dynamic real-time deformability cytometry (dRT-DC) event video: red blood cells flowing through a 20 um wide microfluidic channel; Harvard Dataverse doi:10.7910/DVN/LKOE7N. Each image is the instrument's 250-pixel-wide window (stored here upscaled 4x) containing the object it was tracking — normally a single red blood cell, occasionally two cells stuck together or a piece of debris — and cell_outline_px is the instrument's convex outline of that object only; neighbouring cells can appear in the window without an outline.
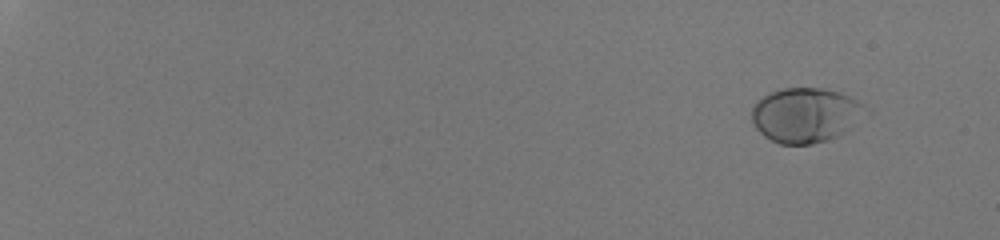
{"species": "human", "species_latin": "Homo sapiens", "temperature_condition": "room temperature", "stored_images_in_passage": 29, "camera_frame_rate_fps": 3000, "um_per_image_px": 0.085, "donor": {"sex": "male"}, "frame": {"image": 1, "passage_image": 1, "time_ms": 0.0, "image_size_px": [1000, 240], "cell_outline_px": [[864, 108], [848, 128], [844, 132], [828, 140], [812, 144], [780, 144], [764, 136], [756, 128], [752, 120], [752, 108], [764, 96], [772, 92], [784, 88], [820, 88], [840, 92], [856, 100]], "centroid_in_image_um": [68.38, 9.79], "position_along_channel_um": 16.6, "area_um2": 35.14}}
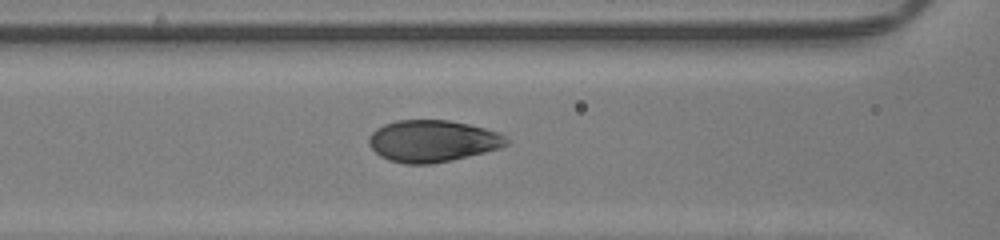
{"frame": {"image": 2, "passage_image": 25, "time_ms": 8.0, "image_size_px": [1000, 240], "cell_outline_px": [[508, 144], [500, 148], [452, 160], [432, 164], [404, 164], [388, 160], [380, 156], [368, 144], [368, 136], [376, 128], [384, 124], [396, 120], [448, 120], [468, 124], [500, 132], [508, 140]], "centroid_in_image_um": [36.74, 11.99], "position_along_channel_um": 129.9, "area_um2": 33.64}}
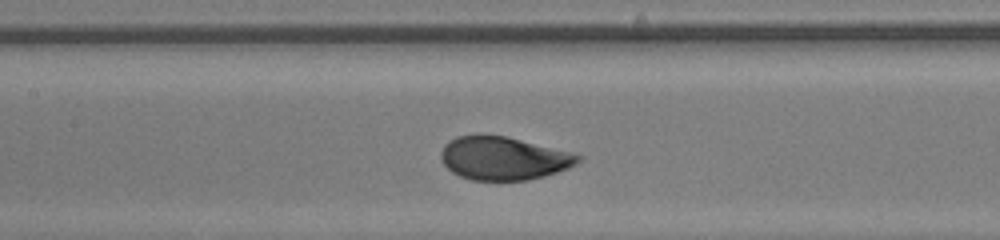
{"frame": {"image": 3, "passage_image": 29, "time_ms": 9.333, "image_size_px": [1000, 240], "cell_outline_px": [[584, 160], [568, 168], [544, 176], [528, 180], [472, 180], [460, 176], [452, 172], [440, 160], [440, 152], [444, 144], [448, 140], [456, 136], [480, 132], [508, 136], [584, 156]], "centroid_in_image_um": [42.75, 13.42], "position_along_channel_um": 164.6, "area_um2": 35.2}}